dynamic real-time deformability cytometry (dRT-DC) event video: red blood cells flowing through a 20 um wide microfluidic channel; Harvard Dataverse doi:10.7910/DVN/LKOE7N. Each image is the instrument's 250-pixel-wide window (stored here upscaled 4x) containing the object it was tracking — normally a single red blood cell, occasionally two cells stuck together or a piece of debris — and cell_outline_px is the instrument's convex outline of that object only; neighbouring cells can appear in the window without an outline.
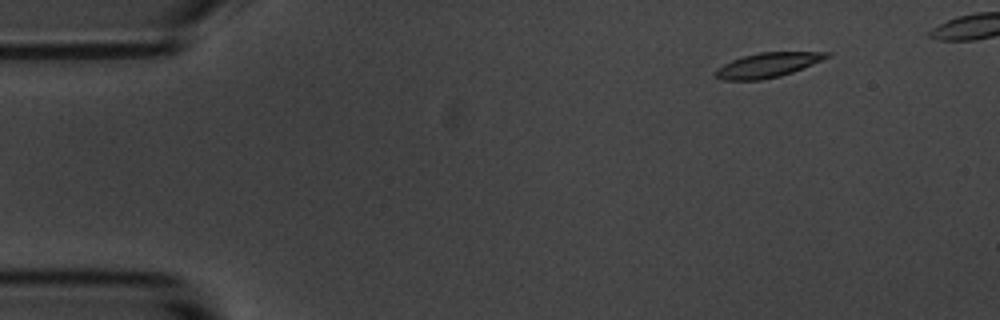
{"species": "common noctule bat (a hibernating species)", "species_latin": "Nyctalus noctula", "temperature_condition": "room temperature", "stored_images_in_passage": 7, "camera_frame_rate_fps": 3000, "um_per_image_px": 0.085, "animal": {"sex": "male", "body_mass_g": 20.1, "forearm_length_mm": 53.5}, "frame": {"image": 1, "passage_image": 2, "time_ms": 1.0, "image_size_px": [1000, 320], "cell_outline_px": [[832, 56], [792, 72], [780, 76], [760, 80], [724, 80], [716, 76], [712, 72], [716, 68], [732, 60], [744, 56], [760, 52], [832, 52]], "centroid_in_image_um": [65.24, 5.53], "position_along_channel_um": 19.8, "area_um2": 15.9}}
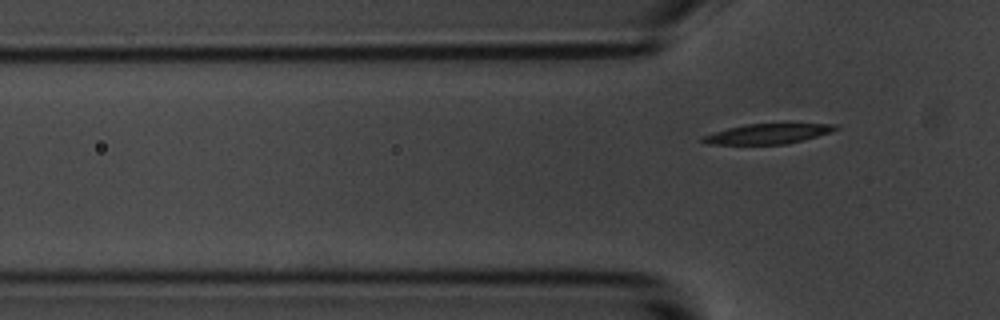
{"frame": {"image": 2, "passage_image": 7, "time_ms": 7.667, "image_size_px": [1000, 320], "cell_outline_px": [[840, 128], [816, 136], [784, 144], [708, 144], [700, 140], [700, 136], [728, 128], [744, 124], [788, 120], [836, 124]], "centroid_in_image_um": [65.33, 11.29], "position_along_channel_um": 60.5, "area_um2": 16.53}}